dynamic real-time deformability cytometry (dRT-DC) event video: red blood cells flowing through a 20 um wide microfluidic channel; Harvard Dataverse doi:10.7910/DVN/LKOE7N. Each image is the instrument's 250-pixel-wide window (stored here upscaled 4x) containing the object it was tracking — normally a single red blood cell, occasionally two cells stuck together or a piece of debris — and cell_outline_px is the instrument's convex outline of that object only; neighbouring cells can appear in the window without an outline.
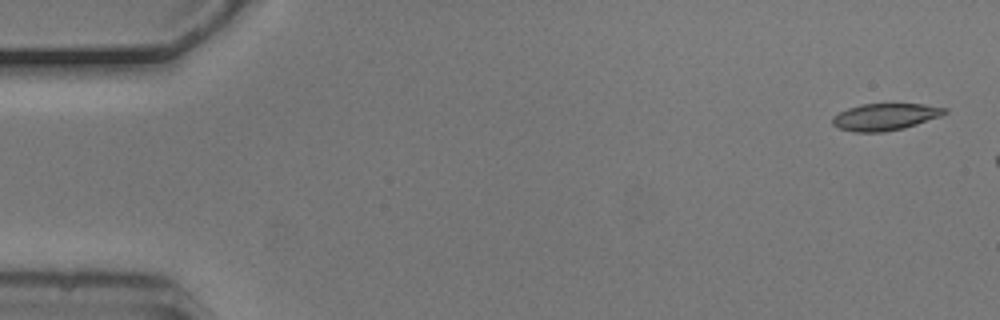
{"species": "common noctule bat (a hibernating species)", "species_latin": "Nyctalus noctula", "temperature_condition": "cold", "stored_images_in_passage": 8, "camera_frame_rate_fps": 3000, "um_per_image_px": 0.085, "animal": {"sex": "male", "body_mass_g": 20.5, "forearm_length_mm": 52.5}, "frame": {"image": 1, "passage_image": 1, "time_ms": 0.0, "image_size_px": [1000, 320], "cell_outline_px": [[948, 112], [940, 116], [904, 128], [884, 132], [852, 132], [840, 128], [832, 124], [832, 116], [848, 108], [864, 104], [924, 104], [948, 108]], "centroid_in_image_um": [75.23, 9.93], "position_along_channel_um": 9.8, "area_um2": 17.51}}
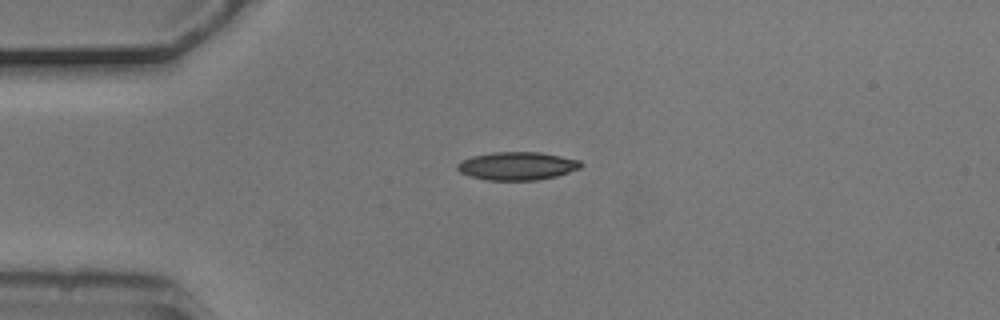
{"frame": {"image": 2, "passage_image": 3, "time_ms": 0.667, "image_size_px": [1000, 320], "cell_outline_px": [[584, 164], [580, 168], [556, 176], [536, 180], [488, 180], [468, 176], [460, 172], [456, 168], [456, 164], [460, 160], [472, 156], [492, 152], [540, 152], [580, 160]], "centroid_in_image_um": [43.92, 14.1], "position_along_channel_um": 41.1, "area_um2": 20.35}}